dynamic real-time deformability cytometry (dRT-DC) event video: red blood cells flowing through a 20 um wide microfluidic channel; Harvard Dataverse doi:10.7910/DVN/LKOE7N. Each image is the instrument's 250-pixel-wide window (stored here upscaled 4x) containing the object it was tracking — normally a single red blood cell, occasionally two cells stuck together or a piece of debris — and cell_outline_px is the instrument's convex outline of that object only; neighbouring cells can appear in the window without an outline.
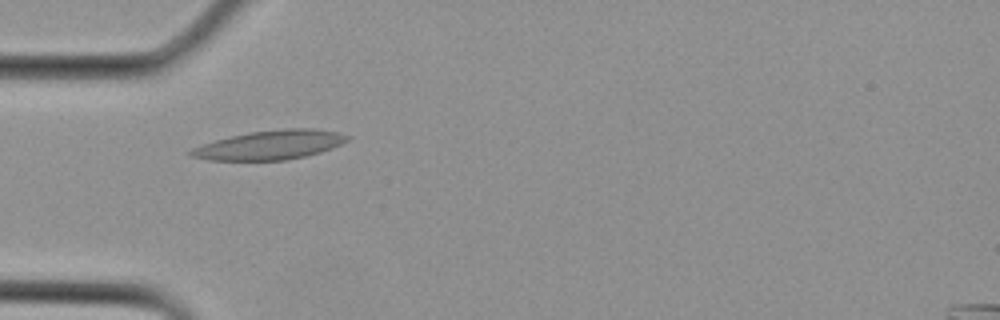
{"species": "Egyptian fruit bat (a non-hibernating species)", "species_latin": "Rousettus aegyptiacus", "temperature_condition": "cold", "stored_images_in_passage": 1, "camera_frame_rate_fps": 3000, "um_per_image_px": 0.085, "animal": {"sex": "female"}, "frame": {"image": 1, "passage_image": 1, "time_ms": 0.0, "image_size_px": [1000, 320], "cell_outline_px": [[352, 136], [348, 140], [332, 148], [320, 152], [304, 156], [284, 160], [208, 160], [192, 156], [188, 152], [192, 148], [216, 140], [232, 136], [252, 132], [284, 128], [316, 128], [336, 132]], "centroid_in_image_um": [22.99, 12.31], "position_along_channel_um": 62.0, "area_um2": 26.3}}